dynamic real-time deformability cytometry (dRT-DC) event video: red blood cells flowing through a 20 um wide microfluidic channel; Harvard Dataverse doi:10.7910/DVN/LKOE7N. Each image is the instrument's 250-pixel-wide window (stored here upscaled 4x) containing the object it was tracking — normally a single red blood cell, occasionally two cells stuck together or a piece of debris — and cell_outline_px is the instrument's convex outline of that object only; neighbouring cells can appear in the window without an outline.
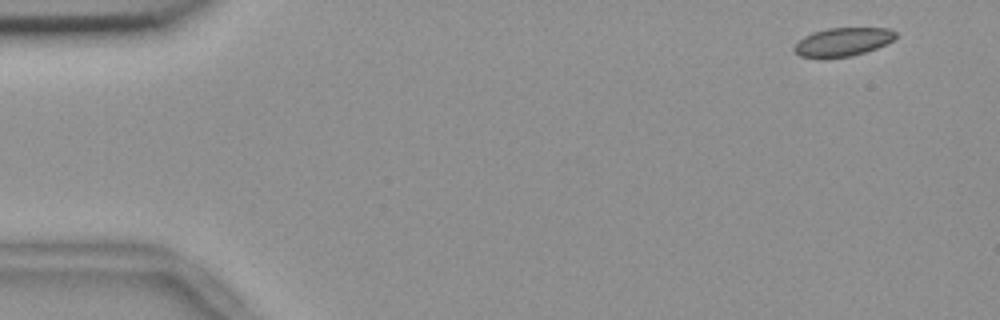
{"species": "common noctule bat (a hibernating species)", "species_latin": "Nyctalus noctula", "temperature_condition": "room temperature", "stored_images_in_passage": 53, "camera_frame_rate_fps": 3000, "um_per_image_px": 0.085, "animal": {"sex": "female", "body_mass_g": 18.4}, "frame": {"image": 1, "passage_image": 1, "time_ms": 0.0, "image_size_px": [1000, 320], "cell_outline_px": [[896, 36], [892, 40], [876, 48], [852, 56], [800, 56], [792, 48], [804, 36], [812, 32], [828, 28], [888, 28], [896, 32]], "centroid_in_image_um": [71.65, 3.53], "position_along_channel_um": 13.4, "area_um2": 16.3}}
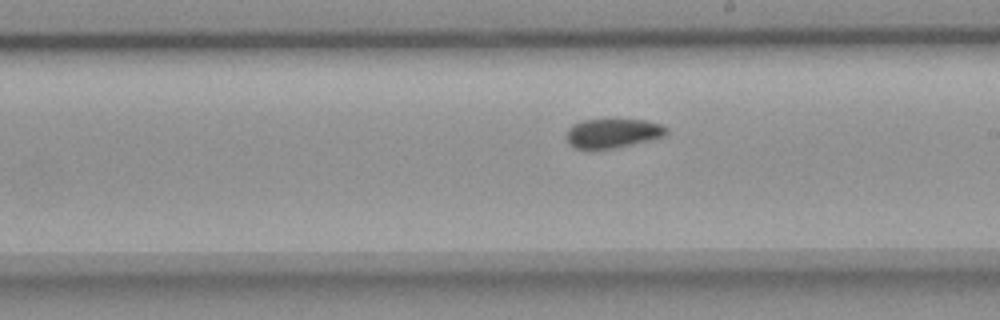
{"frame": {"image": 2, "passage_image": 29, "time_ms": 9.333, "image_size_px": [1000, 320], "cell_outline_px": [[668, 132], [664, 136], [632, 144], [612, 148], [576, 148], [568, 144], [568, 128], [572, 124], [580, 120], [644, 120], [664, 124], [668, 128]], "centroid_in_image_um": [52.11, 11.3], "position_along_channel_um": 236.9, "area_um2": 16.82}}
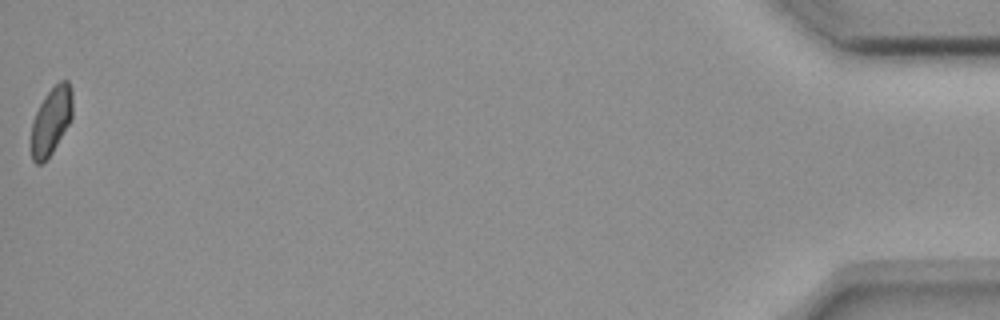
{"frame": {"image": 3, "passage_image": 53, "time_ms": 17.333, "image_size_px": [1000, 320], "cell_outline_px": [[72, 120], [52, 152], [40, 164], [36, 164], [32, 160], [32, 120], [44, 96], [60, 80], [68, 80], [72, 88]], "centroid_in_image_um": [4.37, 10.24], "position_along_channel_um": 430.8, "area_um2": 16.18}, "authors_computed_cell_mechanics": {"area_um2": 17.5134, "velocity_mm_per_s": 3.6423, "shape_relaxation_time_tau1_ms": null, "shape_relaxation_time_tau2_ms": 2.3557, "deformation_change_tau1": null, "deformation_change_tau2": 0.0558}}